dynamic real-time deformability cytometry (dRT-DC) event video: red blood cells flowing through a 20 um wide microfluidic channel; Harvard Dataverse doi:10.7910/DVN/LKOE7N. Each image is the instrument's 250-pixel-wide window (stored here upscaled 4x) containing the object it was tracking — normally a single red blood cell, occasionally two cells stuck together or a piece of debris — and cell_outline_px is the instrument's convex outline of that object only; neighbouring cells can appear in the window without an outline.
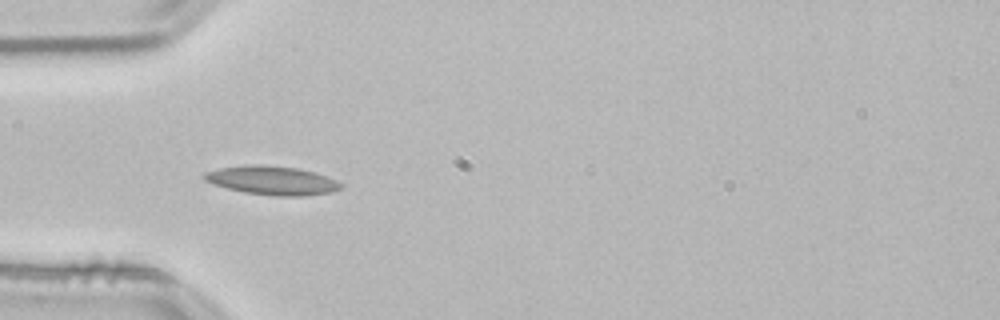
{"species": "common noctule bat (a hibernating species)", "species_latin": "Nyctalus noctula", "temperature_condition": "room temperature", "stored_images_in_passage": 10, "camera_frame_rate_fps": 3000, "um_per_image_px": 0.085, "animal": {"sex": "male", "body_mass_g": 21.5, "forearm_length_mm": 52.0}, "frame": {"image": 1, "passage_image": 4, "time_ms": 1.0, "image_size_px": [1000, 320], "cell_outline_px": [[344, 188], [328, 192], [304, 196], [272, 196], [244, 192], [228, 188], [204, 180], [200, 176], [204, 172], [220, 168], [244, 164], [264, 164], [296, 168], [312, 172], [336, 180], [344, 184]], "centroid_in_image_um": [23.1, 15.33], "position_along_channel_um": 61.9, "area_um2": 22.95}}
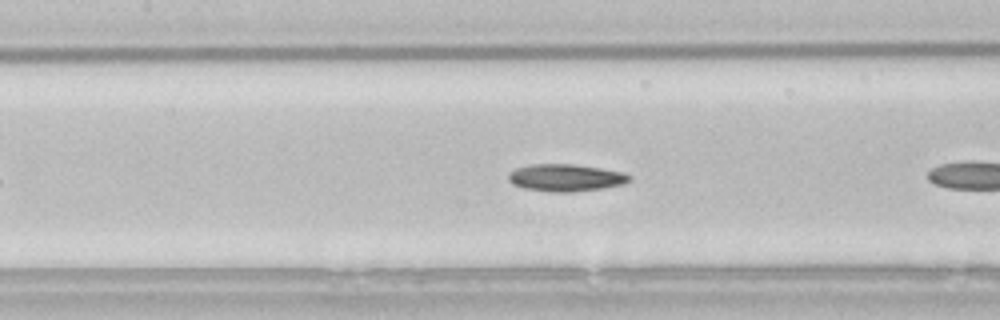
{"frame": {"image": 2, "passage_image": 9, "time_ms": 2.667, "image_size_px": [1000, 320], "cell_outline_px": [[632, 180], [624, 184], [604, 188], [576, 192], [552, 192], [524, 188], [512, 184], [508, 180], [508, 172], [516, 168], [532, 164], [572, 164], [600, 168], [624, 172], [632, 176]], "centroid_in_image_um": [48.11, 15.11], "position_along_channel_um": 159.3, "area_um2": 19.42}}